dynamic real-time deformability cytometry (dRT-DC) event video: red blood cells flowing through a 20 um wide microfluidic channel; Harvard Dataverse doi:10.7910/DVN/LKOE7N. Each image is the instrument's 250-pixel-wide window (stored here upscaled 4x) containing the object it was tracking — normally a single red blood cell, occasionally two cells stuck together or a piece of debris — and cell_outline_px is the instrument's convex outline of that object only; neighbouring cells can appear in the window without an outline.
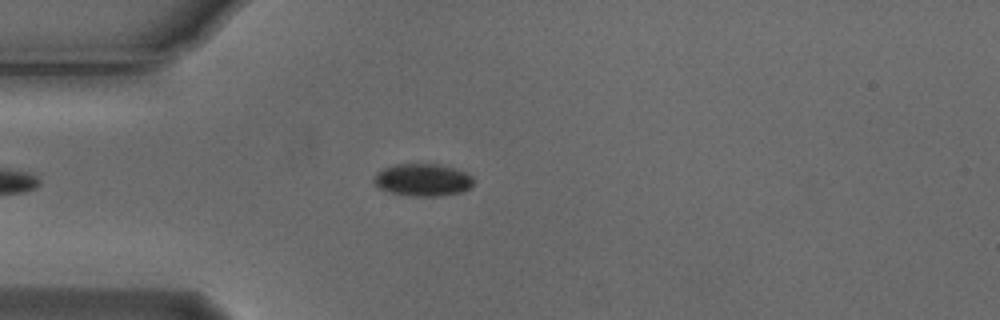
{"species": "Egyptian fruit bat (a non-hibernating species)", "species_latin": "Rousettus aegyptiacus", "temperature_condition": "cold", "stored_images_in_passage": 48, "camera_frame_rate_fps": 3000, "um_per_image_px": 0.085, "animal": {"sex": "male"}, "frame": {"image": 1, "passage_image": 9, "time_ms": 2.667, "image_size_px": [1000, 320], "cell_outline_px": [[472, 184], [468, 188], [460, 192], [440, 196], [412, 196], [392, 192], [380, 188], [372, 180], [376, 172], [384, 168], [396, 164], [440, 164], [456, 168], [468, 172], [472, 176]], "centroid_in_image_um": [35.94, 15.27], "position_along_channel_um": 49.1, "area_um2": 18.79}}
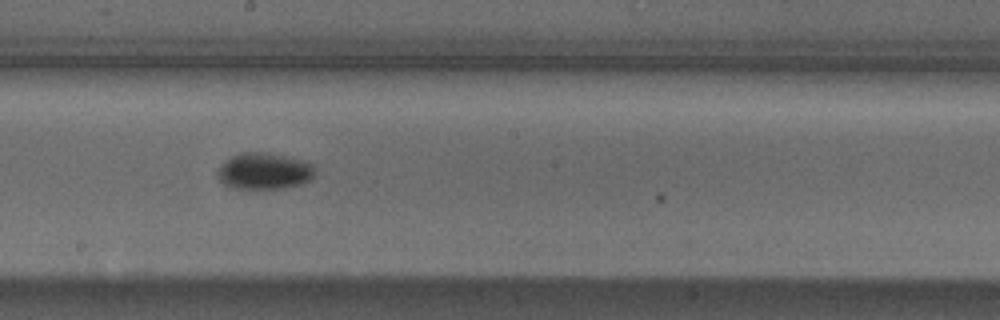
{"frame": {"image": 2, "passage_image": 24, "time_ms": 7.667, "image_size_px": [1000, 320], "cell_outline_px": [[316, 172], [308, 180], [300, 184], [284, 188], [232, 188], [224, 184], [216, 176], [216, 172], [220, 164], [224, 160], [232, 156], [244, 152], [268, 152], [292, 156], [312, 164], [316, 168]], "centroid_in_image_um": [22.44, 14.52], "position_along_channel_um": 225.8, "area_um2": 20.98}}
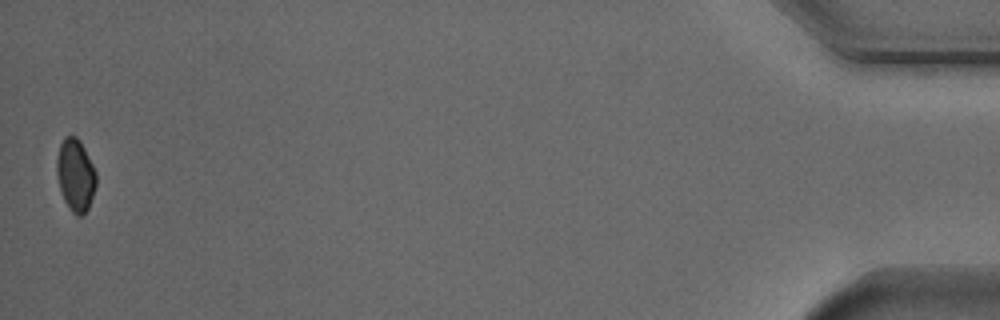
{"frame": {"image": 3, "passage_image": 48, "time_ms": 15.667, "image_size_px": [1000, 320], "cell_outline_px": [[96, 184], [88, 208], [80, 216], [76, 216], [72, 212], [64, 200], [60, 188], [56, 172], [56, 160], [60, 144], [64, 136], [76, 136], [80, 140], [96, 172]], "centroid_in_image_um": [6.4, 14.86], "position_along_channel_um": 428.8, "area_um2": 16.47}, "authors_computed_cell_mechanics": {"area_um2": 18.496, "velocity_mm_per_s": 3.777, "shape_relaxation_time_tau1_ms": 3.9511, "shape_relaxation_time_tau2_ms": null, "deformation_change_tau1": 0.0603, "deformation_change_tau2": null}}